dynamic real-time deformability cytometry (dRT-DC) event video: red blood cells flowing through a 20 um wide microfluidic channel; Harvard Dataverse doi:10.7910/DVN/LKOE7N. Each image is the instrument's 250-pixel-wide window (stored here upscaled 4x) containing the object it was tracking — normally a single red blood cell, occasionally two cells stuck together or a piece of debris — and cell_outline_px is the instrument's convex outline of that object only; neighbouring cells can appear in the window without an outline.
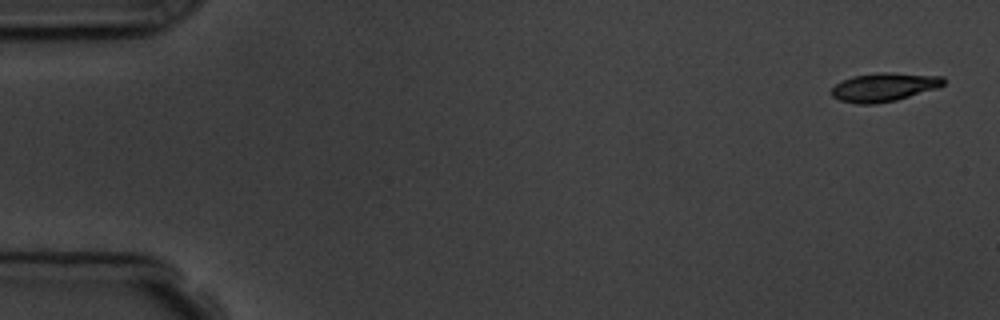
{"species": "common noctule bat (a hibernating species)", "species_latin": "Nyctalus noctula", "temperature_condition": "room temperature", "stored_images_in_passage": 5, "camera_frame_rate_fps": 3000, "um_per_image_px": 0.085, "animal": {"sex": "male", "body_mass_g": 19.5, "forearm_length_mm": 54.6}, "frame": {"image": 1, "passage_image": 1, "time_ms": 0.0, "image_size_px": [1000, 320], "cell_outline_px": [[944, 84], [936, 88], [896, 100], [872, 104], [860, 104], [840, 100], [832, 96], [828, 92], [836, 84], [852, 76], [880, 72], [888, 72], [944, 76]], "centroid_in_image_um": [75.12, 7.4], "position_along_channel_um": 9.9, "area_um2": 18.55}}
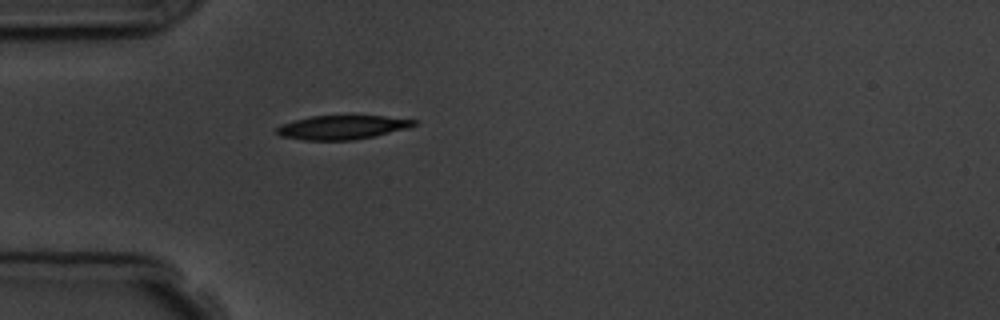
{"frame": {"image": 2, "passage_image": 5, "time_ms": 4.667, "image_size_px": [1000, 320], "cell_outline_px": [[416, 124], [408, 128], [372, 136], [352, 140], [304, 140], [280, 136], [276, 132], [276, 128], [284, 124], [296, 120], [312, 116], [384, 116], [416, 120]], "centroid_in_image_um": [29.07, 10.82], "position_along_channel_um": 55.9, "area_um2": 18.79}}